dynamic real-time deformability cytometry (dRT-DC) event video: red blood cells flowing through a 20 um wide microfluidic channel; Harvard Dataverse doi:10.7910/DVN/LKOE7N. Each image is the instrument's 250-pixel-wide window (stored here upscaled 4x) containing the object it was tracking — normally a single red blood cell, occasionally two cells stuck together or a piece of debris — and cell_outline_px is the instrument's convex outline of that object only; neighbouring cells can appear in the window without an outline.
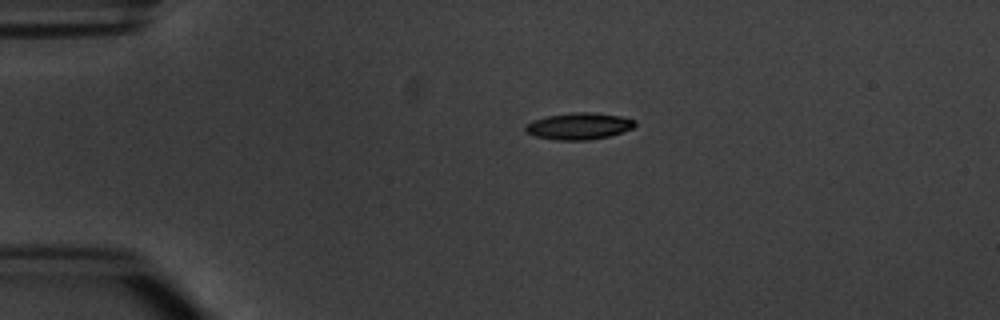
{"species": "common noctule bat (a hibernating species)", "species_latin": "Nyctalus noctula", "temperature_condition": "warm", "stored_images_in_passage": 2, "camera_frame_rate_fps": 3000, "um_per_image_px": 0.085, "animal": {"sex": "male", "body_mass_g": 20.1, "forearm_length_mm": 53.5}, "frame": {"image": 1, "passage_image": 1, "time_ms": 0.0, "image_size_px": [1000, 320], "cell_outline_px": [[636, 124], [632, 128], [608, 136], [588, 140], [556, 140], [536, 136], [524, 132], [524, 124], [532, 120], [548, 116], [572, 112], [592, 112], [620, 116], [636, 120]], "centroid_in_image_um": [49.16, 10.71], "position_along_channel_um": 35.8, "area_um2": 17.05}}